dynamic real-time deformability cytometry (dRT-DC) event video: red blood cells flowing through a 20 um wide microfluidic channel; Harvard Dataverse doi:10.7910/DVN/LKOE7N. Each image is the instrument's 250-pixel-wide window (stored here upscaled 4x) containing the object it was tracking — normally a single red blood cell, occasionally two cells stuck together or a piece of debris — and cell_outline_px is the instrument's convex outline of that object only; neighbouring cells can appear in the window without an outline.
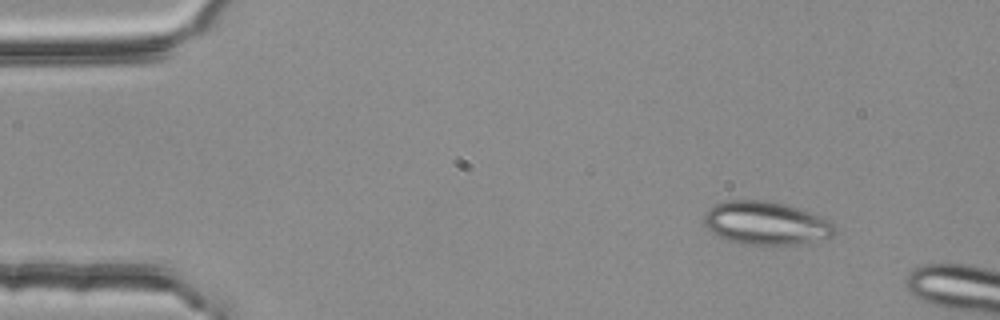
{"species": "common noctule bat (a hibernating species)", "species_latin": "Nyctalus noctula", "temperature_condition": "room temperature", "stored_images_in_passage": 3, "camera_frame_rate_fps": 3000, "um_per_image_px": 0.085, "animal": {"sex": "female", "body_mass_g": 25.1}, "frame": {"image": 1, "passage_image": 1, "time_ms": 0.0, "image_size_px": [1000, 320], "cell_outline_px": [[836, 232], [832, 236], [796, 244], [740, 244], [728, 240], [712, 232], [704, 224], [704, 212], [712, 204], [728, 200], [760, 200], [784, 204], [832, 220], [836, 228]], "centroid_in_image_um": [65.07, 18.95], "position_along_channel_um": 19.9, "area_um2": 32.71}}